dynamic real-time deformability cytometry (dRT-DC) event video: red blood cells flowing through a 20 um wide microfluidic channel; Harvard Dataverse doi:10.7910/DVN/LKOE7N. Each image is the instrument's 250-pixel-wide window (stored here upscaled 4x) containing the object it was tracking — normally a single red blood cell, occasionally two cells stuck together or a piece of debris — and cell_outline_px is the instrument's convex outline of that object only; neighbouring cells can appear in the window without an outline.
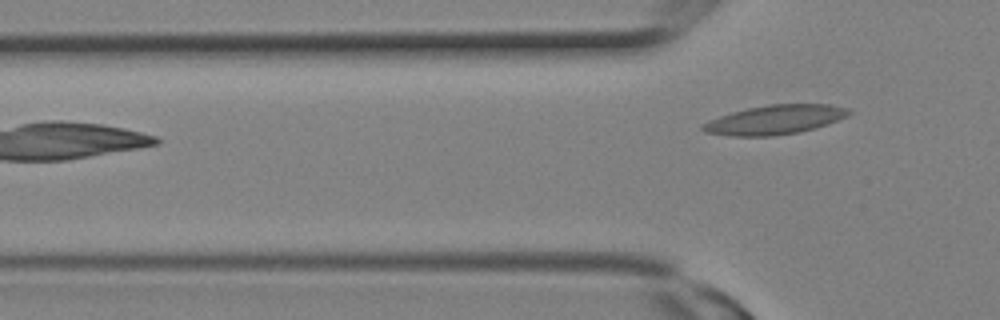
{"species": "Egyptian fruit bat (a non-hibernating species)", "species_latin": "Rousettus aegyptiacus", "temperature_condition": "room temperature", "stored_images_in_passage": 7, "camera_frame_rate_fps": 3000, "um_per_image_px": 0.085, "animal": {"sex": "female"}, "frame": {"image": 1, "passage_image": 7, "time_ms": 2.0, "image_size_px": [1000, 320], "cell_outline_px": [[852, 112], [848, 116], [800, 132], [772, 136], [732, 136], [704, 132], [700, 128], [708, 120], [732, 112], [748, 108], [768, 104], [828, 104], [848, 108]], "centroid_in_image_um": [65.84, 10.17], "position_along_channel_um": 60.0, "area_um2": 24.68}}